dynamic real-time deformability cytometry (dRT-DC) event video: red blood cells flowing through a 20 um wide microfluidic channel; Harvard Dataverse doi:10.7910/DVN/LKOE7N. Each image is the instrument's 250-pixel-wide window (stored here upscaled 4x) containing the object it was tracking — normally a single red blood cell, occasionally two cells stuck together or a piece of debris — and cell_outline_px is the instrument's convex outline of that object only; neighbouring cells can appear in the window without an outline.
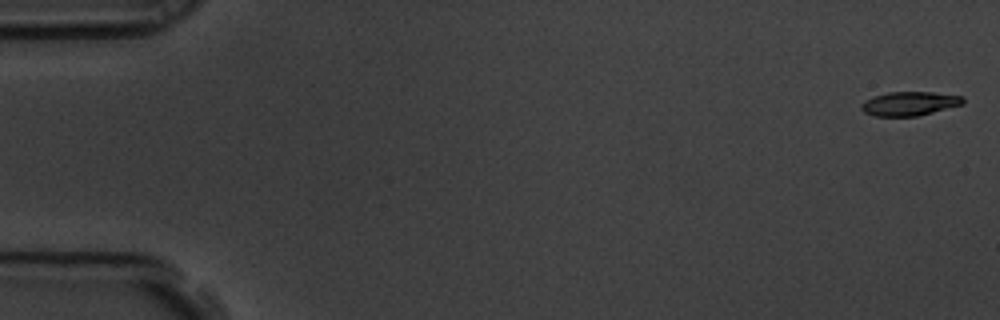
{"species": "common noctule bat (a hibernating species)", "species_latin": "Nyctalus noctula", "temperature_condition": "room temperature", "stored_images_in_passage": 6, "camera_frame_rate_fps": 3000, "um_per_image_px": 0.085, "animal": {"sex": "male", "body_mass_g": 19.5, "forearm_length_mm": 54.6}, "frame": {"image": 1, "passage_image": 1, "time_ms": 0.0, "image_size_px": [1000, 320], "cell_outline_px": [[964, 104], [916, 116], [876, 116], [864, 112], [860, 108], [860, 104], [864, 100], [872, 96], [888, 92], [932, 92], [964, 96]], "centroid_in_image_um": [77.28, 8.8], "position_along_channel_um": 7.7, "area_um2": 14.28}}
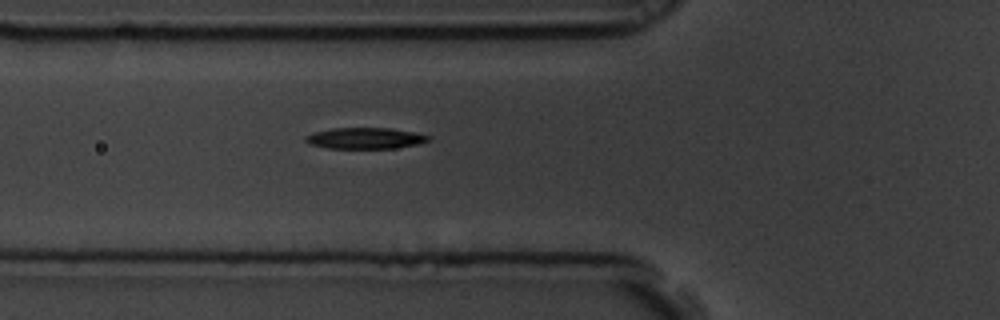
{"frame": {"image": 2, "passage_image": 6, "time_ms": 1.667, "image_size_px": [1000, 320], "cell_outline_px": [[432, 136], [428, 140], [420, 144], [396, 148], [328, 148], [308, 144], [304, 140], [304, 136], [312, 132], [332, 128], [392, 128]], "centroid_in_image_um": [31.0, 11.75], "position_along_channel_um": 94.8, "area_um2": 15.26}}